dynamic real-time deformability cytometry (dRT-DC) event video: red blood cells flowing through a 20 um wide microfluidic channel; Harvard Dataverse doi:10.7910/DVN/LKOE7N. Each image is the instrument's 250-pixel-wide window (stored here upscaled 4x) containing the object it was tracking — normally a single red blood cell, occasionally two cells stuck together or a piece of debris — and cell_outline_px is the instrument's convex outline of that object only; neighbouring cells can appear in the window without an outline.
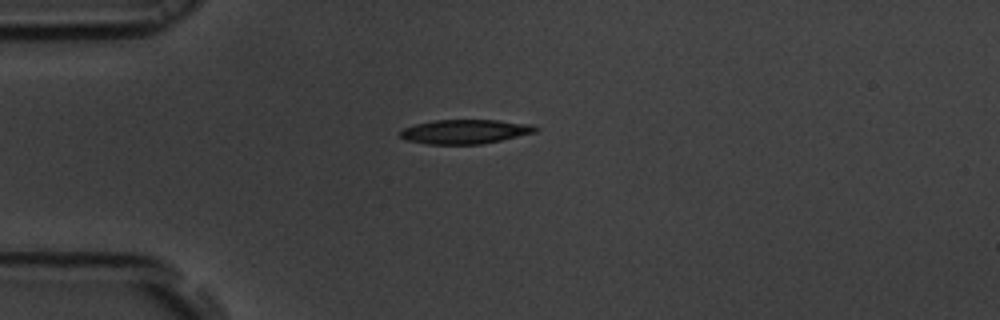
{"species": "common noctule bat (a hibernating species)", "species_latin": "Nyctalus noctula", "temperature_condition": "room temperature", "stored_images_in_passage": 42, "camera_frame_rate_fps": 3000, "um_per_image_px": 0.085, "animal": {"sex": "male", "body_mass_g": 19.5, "forearm_length_mm": 54.6}, "frame": {"image": 1, "passage_image": 1, "time_ms": 0.0, "image_size_px": [1000, 320], "cell_outline_px": [[540, 128], [536, 132], [500, 140], [480, 144], [428, 144], [408, 140], [400, 136], [400, 132], [404, 128], [416, 124], [432, 120], [500, 120], [532, 124]], "centroid_in_image_um": [39.57, 11.17], "position_along_channel_um": 45.4, "area_um2": 19.02}}
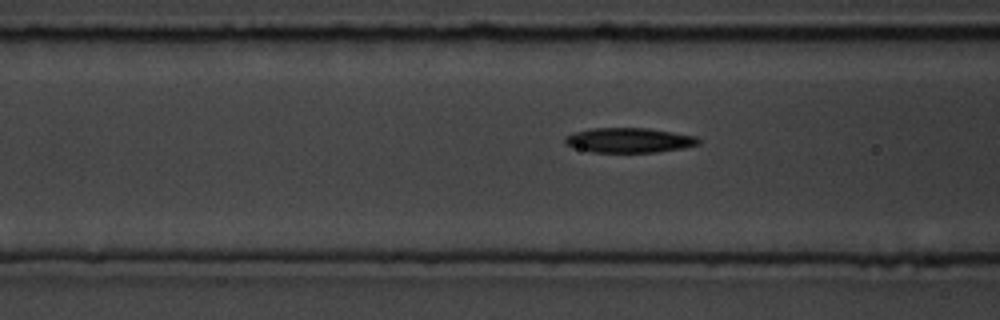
{"frame": {"image": 2, "passage_image": 8, "time_ms": 2.333, "image_size_px": [1000, 320], "cell_outline_px": [[700, 144], [680, 148], [656, 152], [592, 152], [564, 144], [564, 136], [576, 132], [592, 128], [648, 128], [696, 136], [700, 140]], "centroid_in_image_um": [53.46, 11.91], "position_along_channel_um": 113.1, "area_um2": 19.13}}
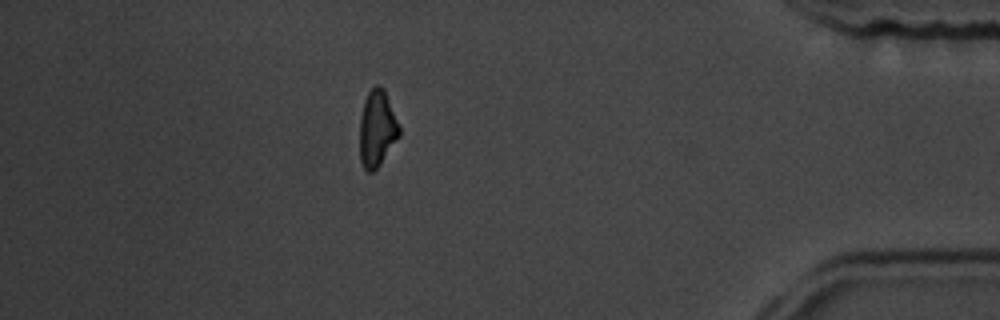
{"frame": {"image": 3, "passage_image": 35, "time_ms": 11.333, "image_size_px": [1000, 320], "cell_outline_px": [[400, 136], [380, 164], [372, 172], [368, 172], [364, 168], [360, 160], [360, 116], [364, 100], [368, 92], [376, 84], [380, 84], [384, 88], [400, 128]], "centroid_in_image_um": [32.05, 10.91], "position_along_channel_um": 403.2, "area_um2": 17.63}, "authors_computed_cell_mechanics": {"area_um2": 18.6694, "velocity_mm_per_s": 3.7078, "shape_relaxation_time_tau1_ms": 3.3102, "shape_relaxation_time_tau2_ms": null, "deformation_change_tau1": 0.1236, "deformation_change_tau2": null}}